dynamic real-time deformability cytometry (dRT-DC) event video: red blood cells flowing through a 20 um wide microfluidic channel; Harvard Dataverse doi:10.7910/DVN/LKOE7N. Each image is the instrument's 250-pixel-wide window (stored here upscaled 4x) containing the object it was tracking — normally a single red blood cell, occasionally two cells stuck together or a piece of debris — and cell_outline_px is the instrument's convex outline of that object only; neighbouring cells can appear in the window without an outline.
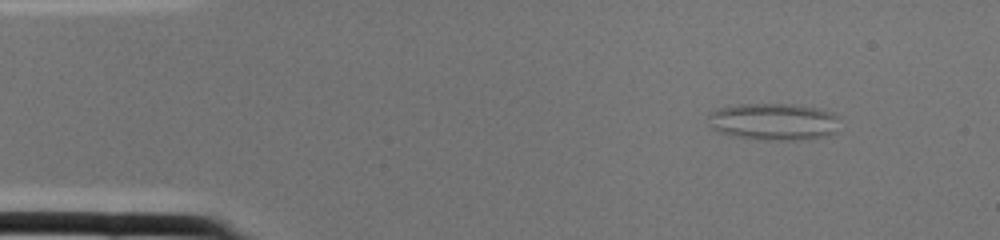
{"species": "common noctule bat (a hibernating species)", "species_latin": "Nyctalus noctula", "temperature_condition": "cold", "stored_images_in_passage": 1, "camera_frame_rate_fps": 3000, "um_per_image_px": 0.085, "animal": {"sex": "female", "body_mass_g": 22.0, "forearm_length_mm": 56.7}, "frame": {"image": 1, "passage_image": 1, "time_ms": 0.0, "image_size_px": [1000, 240], "cell_outline_px": [[840, 132], [828, 136], [812, 140], [760, 140], [732, 136], [716, 132], [708, 124], [708, 112], [716, 108], [736, 104], [792, 104], [820, 108], [832, 112], [836, 116]], "centroid_in_image_um": [65.76, 10.36], "position_along_channel_um": 19.2, "area_um2": 29.36}}